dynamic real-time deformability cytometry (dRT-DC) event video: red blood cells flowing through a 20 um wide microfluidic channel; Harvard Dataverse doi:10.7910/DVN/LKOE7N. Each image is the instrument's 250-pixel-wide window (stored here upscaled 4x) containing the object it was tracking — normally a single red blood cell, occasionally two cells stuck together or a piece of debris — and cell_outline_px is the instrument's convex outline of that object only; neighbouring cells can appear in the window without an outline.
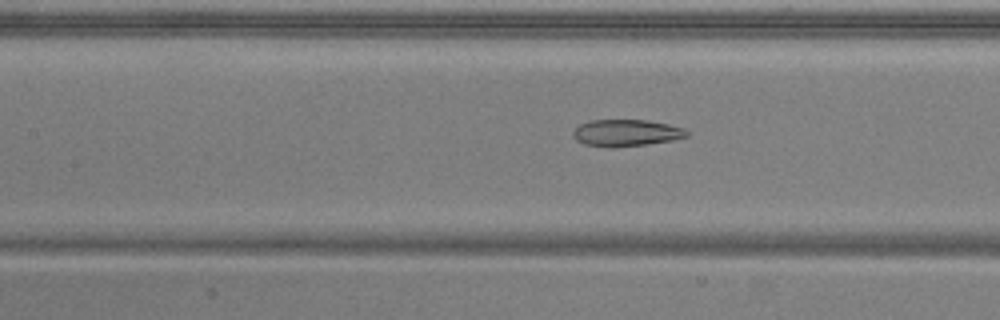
{"species": "common noctule bat (a hibernating species)", "species_latin": "Nyctalus noctula", "temperature_condition": "warm", "stored_images_in_passage": 51, "camera_frame_rate_fps": 3000, "um_per_image_px": 0.085, "animal": {"sex": "male", "body_mass_g": 20.5, "forearm_length_mm": 52.5}, "frame": {"image": 1, "passage_image": 22, "time_ms": 7.0, "image_size_px": [1000, 320], "cell_outline_px": [[688, 136], [672, 140], [644, 144], [612, 148], [584, 144], [576, 140], [572, 136], [572, 132], [580, 124], [592, 120], [648, 120], [668, 124], [684, 128], [688, 132]], "centroid_in_image_um": [53.2, 11.29], "position_along_channel_um": 154.2, "area_um2": 17.69}}
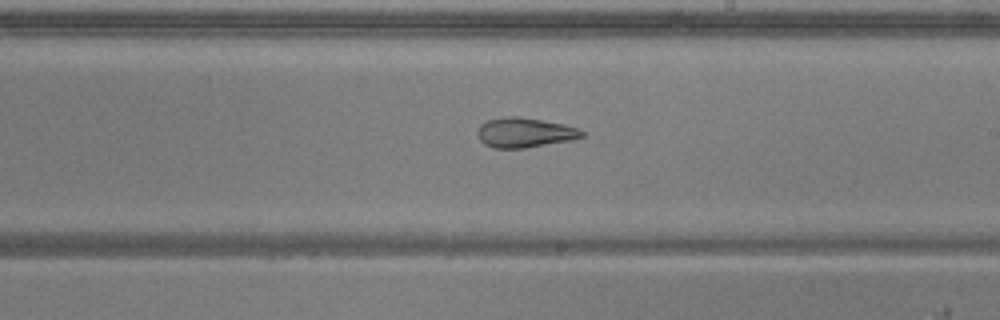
{"frame": {"image": 2, "passage_image": 29, "time_ms": 9.333, "image_size_px": [1000, 320], "cell_outline_px": [[584, 136], [568, 140], [524, 148], [492, 148], [484, 144], [480, 140], [476, 132], [480, 124], [488, 120], [504, 116], [516, 116], [564, 124], [576, 128], [584, 132]], "centroid_in_image_um": [44.53, 11.27], "position_along_channel_um": 244.5, "area_um2": 17.92}}
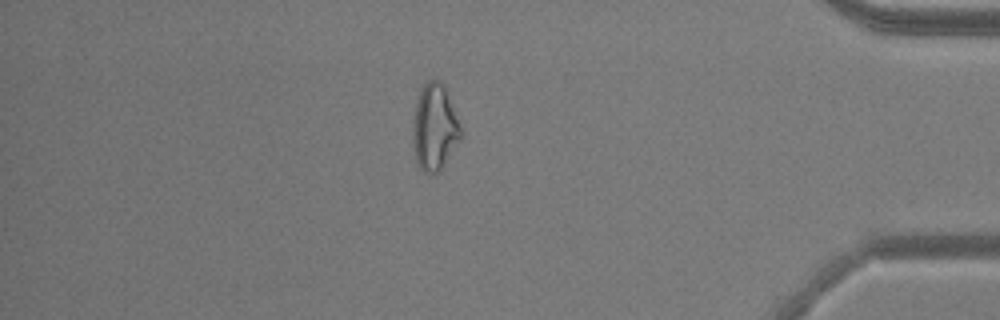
{"frame": {"image": 3, "passage_image": 44, "time_ms": 14.333, "image_size_px": [1000, 320], "cell_outline_px": [[460, 140], [440, 172], [436, 176], [432, 176], [424, 172], [420, 168], [416, 160], [412, 136], [412, 128], [416, 100], [420, 88], [428, 80], [440, 80], [444, 84], [460, 128]], "centroid_in_image_um": [36.91, 10.86], "position_along_channel_um": 398.3, "area_um2": 24.22}, "authors_computed_cell_mechanics": {"area_um2": 22.4264, "velocity_mm_per_s": 3.872, "shape_relaxation_time_tau1_ms": 10.9151, "shape_relaxation_time_tau2_ms": 3.3009, "deformation_change_tau1": 0.2896, "deformation_change_tau2": 0.1243}}